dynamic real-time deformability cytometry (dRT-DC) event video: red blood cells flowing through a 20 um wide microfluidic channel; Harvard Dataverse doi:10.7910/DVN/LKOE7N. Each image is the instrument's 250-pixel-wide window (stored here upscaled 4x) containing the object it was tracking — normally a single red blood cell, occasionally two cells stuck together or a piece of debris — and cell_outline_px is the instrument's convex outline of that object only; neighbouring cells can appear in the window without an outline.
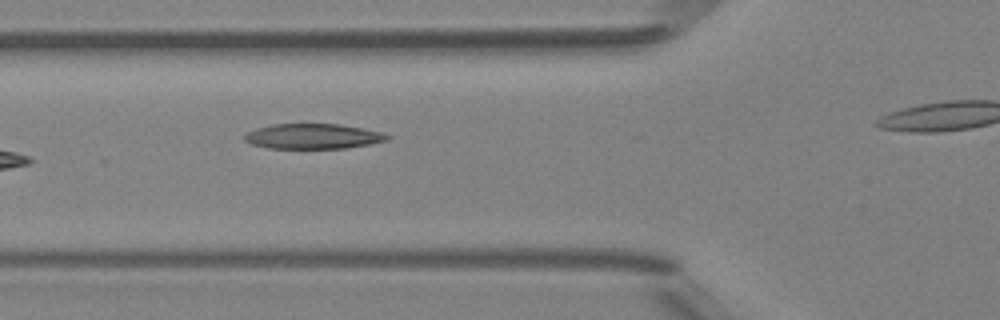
{"species": "Egyptian fruit bat (a non-hibernating species)", "species_latin": "Rousettus aegyptiacus", "temperature_condition": "room temperature", "stored_images_in_passage": 5, "camera_frame_rate_fps": 3000, "um_per_image_px": 0.085, "animal": {"sex": "female"}, "frame": {"image": 1, "passage_image": 4, "time_ms": 3.333, "image_size_px": [1000, 320], "cell_outline_px": [[392, 136], [388, 140], [368, 144], [344, 148], [268, 148], [252, 144], [244, 140], [244, 136], [248, 132], [256, 128], [272, 124], [340, 124], [380, 132]], "centroid_in_image_um": [26.58, 11.58], "position_along_channel_um": 99.2, "area_um2": 20.69}}